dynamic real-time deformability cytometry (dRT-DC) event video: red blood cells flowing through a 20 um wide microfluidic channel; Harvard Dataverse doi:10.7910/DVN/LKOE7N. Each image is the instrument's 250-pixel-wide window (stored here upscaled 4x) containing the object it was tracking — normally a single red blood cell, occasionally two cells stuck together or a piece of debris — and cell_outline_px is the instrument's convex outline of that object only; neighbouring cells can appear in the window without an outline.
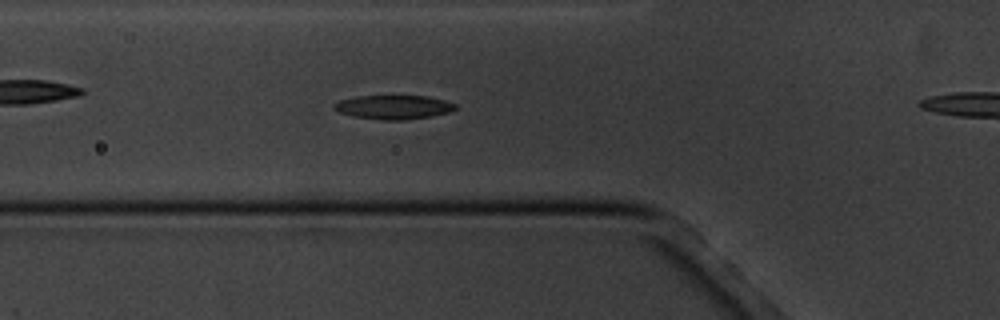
{"species": "common noctule bat (a hibernating species)", "species_latin": "Nyctalus noctula", "temperature_condition": "cold", "stored_images_in_passage": 8, "camera_frame_rate_fps": 3000, "um_per_image_px": 0.085, "animal": {"sex": "male", "body_mass_g": 20.1, "forearm_length_mm": 53.5}, "frame": {"image": 1, "passage_image": 7, "time_ms": 7.0, "image_size_px": [1000, 320], "cell_outline_px": [[456, 108], [452, 112], [432, 116], [404, 120], [380, 120], [352, 116], [340, 112], [332, 108], [332, 104], [340, 100], [356, 96], [428, 96], [444, 100], [456, 104]], "centroid_in_image_um": [33.45, 9.11], "position_along_channel_um": 92.3, "area_um2": 17.11}}